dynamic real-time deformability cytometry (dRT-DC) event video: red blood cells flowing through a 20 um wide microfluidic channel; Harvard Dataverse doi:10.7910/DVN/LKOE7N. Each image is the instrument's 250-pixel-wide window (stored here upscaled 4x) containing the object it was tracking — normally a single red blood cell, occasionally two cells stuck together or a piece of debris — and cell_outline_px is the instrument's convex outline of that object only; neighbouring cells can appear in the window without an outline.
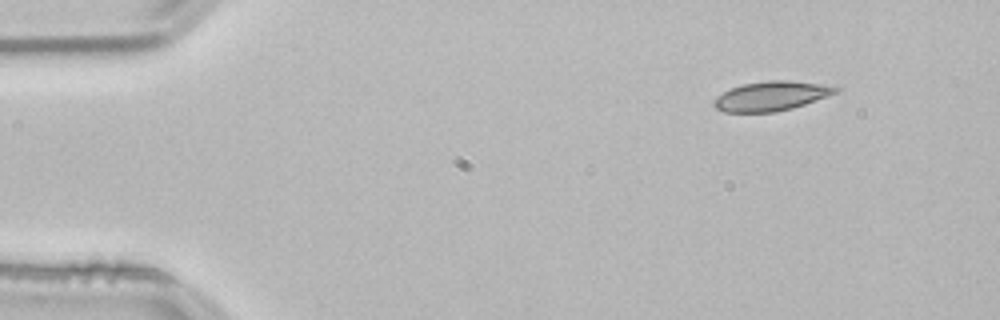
{"species": "common noctule bat (a hibernating species)", "species_latin": "Nyctalus noctula", "temperature_condition": "room temperature", "stored_images_in_passage": 48, "camera_frame_rate_fps": 3000, "um_per_image_px": 0.085, "animal": {"sex": "male", "body_mass_g": 21.5, "forearm_length_mm": 52.0}, "frame": {"image": 1, "passage_image": 1, "time_ms": 0.0, "image_size_px": [1000, 320], "cell_outline_px": [[840, 88], [836, 92], [804, 104], [792, 108], [776, 112], [724, 112], [716, 108], [712, 104], [712, 100], [716, 96], [732, 88], [744, 84], [768, 80], [788, 80], [820, 84]], "centroid_in_image_um": [65.48, 8.17], "position_along_channel_um": 19.5, "area_um2": 20.58}}
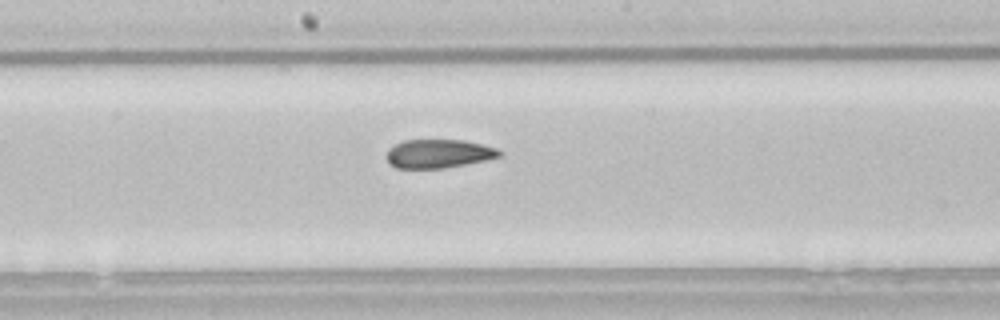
{"frame": {"image": 2, "passage_image": 23, "time_ms": 7.333, "image_size_px": [1000, 320], "cell_outline_px": [[500, 156], [484, 160], [444, 168], [396, 168], [388, 160], [388, 148], [404, 140], [464, 140], [496, 148], [500, 152]], "centroid_in_image_um": [37.26, 13.05], "position_along_channel_um": 210.9, "area_um2": 18.44}}
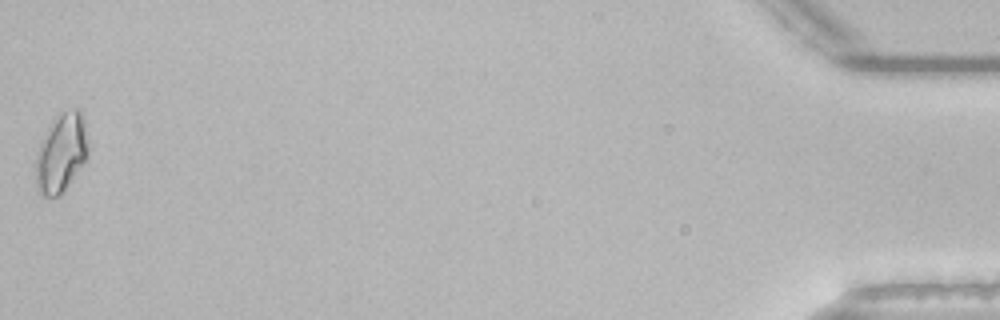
{"frame": {"image": 3, "passage_image": 48, "time_ms": 15.667, "image_size_px": [1000, 320], "cell_outline_px": [[88, 156], [60, 196], [44, 196], [40, 192], [36, 184], [36, 152], [52, 120], [56, 116], [72, 108], [80, 108], [84, 120], [88, 140]], "centroid_in_image_um": [5.22, 12.97], "position_along_channel_um": 430.0, "area_um2": 23.93}, "authors_computed_cell_mechanics": {"area_um2": 19.941, "velocity_mm_per_s": 3.8241, "shape_relaxation_time_tau1_ms": 7.8841, "shape_relaxation_time_tau2_ms": 2.3969, "deformation_change_tau1": 0.1507, "deformation_change_tau2": 0.059}}